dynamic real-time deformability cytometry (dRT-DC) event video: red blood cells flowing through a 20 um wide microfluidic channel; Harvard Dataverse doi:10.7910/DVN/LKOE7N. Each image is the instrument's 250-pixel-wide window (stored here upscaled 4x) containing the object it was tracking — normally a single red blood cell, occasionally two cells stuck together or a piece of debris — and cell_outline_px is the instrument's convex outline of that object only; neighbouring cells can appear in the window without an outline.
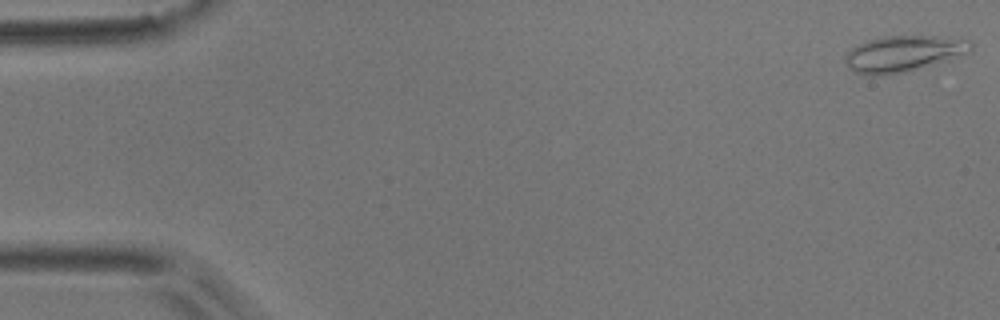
{"species": "common noctule bat (a hibernating species)", "species_latin": "Nyctalus noctula", "temperature_condition": "room temperature", "stored_images_in_passage": 52, "camera_frame_rate_fps": 3000, "um_per_image_px": 0.085, "animal": {"sex": "male", "body_mass_g": 17.9}, "frame": {"image": 1, "passage_image": 1, "time_ms": 0.0, "image_size_px": [1000, 320], "cell_outline_px": [[972, 48], [968, 52], [908, 72], [892, 76], [864, 76], [852, 72], [848, 68], [844, 60], [844, 56], [856, 44], [868, 40], [884, 36], [936, 36], [972, 40]], "centroid_in_image_um": [76.69, 4.59], "position_along_channel_um": 8.3, "area_um2": 26.76}}
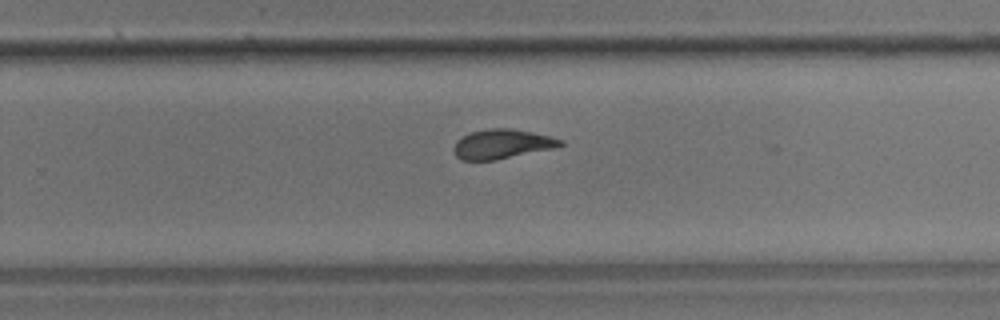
{"frame": {"image": 2, "passage_image": 34, "time_ms": 11.0, "image_size_px": [1000, 320], "cell_outline_px": [[564, 144], [556, 148], [496, 160], [460, 160], [456, 156], [452, 148], [456, 140], [468, 132], [488, 128], [508, 128], [532, 132], [564, 140]], "centroid_in_image_um": [42.65, 12.24], "position_along_channel_um": 287.2, "area_um2": 18.55}}
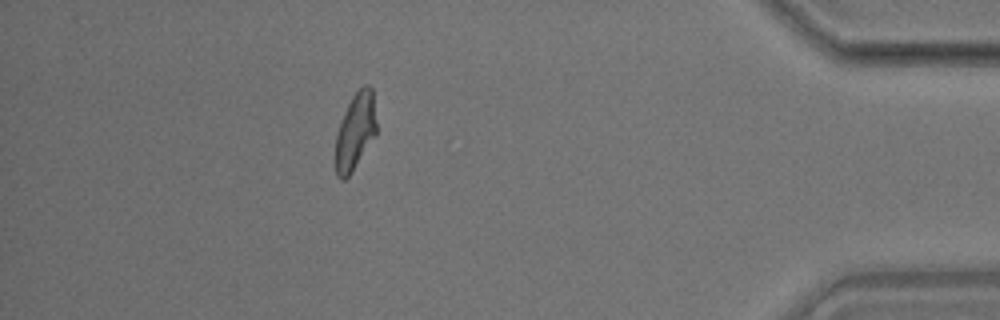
{"frame": {"image": 3, "passage_image": 47, "time_ms": 15.333, "image_size_px": [1000, 320], "cell_outline_px": [[376, 136], [352, 172], [344, 180], [340, 180], [336, 176], [336, 132], [344, 112], [352, 96], [364, 84], [368, 84], [372, 88], [376, 124]], "centroid_in_image_um": [30.2, 11.18], "position_along_channel_um": 405.0, "area_um2": 18.38}, "authors_computed_cell_mechanics": {"area_um2": 19.1029, "velocity_mm_per_s": 3.7931, "shape_relaxation_time_tau1_ms": 7.7181, "shape_relaxation_time_tau2_ms": 1.9863, "deformation_change_tau1": 0.227, "deformation_change_tau2": 0.1002}}